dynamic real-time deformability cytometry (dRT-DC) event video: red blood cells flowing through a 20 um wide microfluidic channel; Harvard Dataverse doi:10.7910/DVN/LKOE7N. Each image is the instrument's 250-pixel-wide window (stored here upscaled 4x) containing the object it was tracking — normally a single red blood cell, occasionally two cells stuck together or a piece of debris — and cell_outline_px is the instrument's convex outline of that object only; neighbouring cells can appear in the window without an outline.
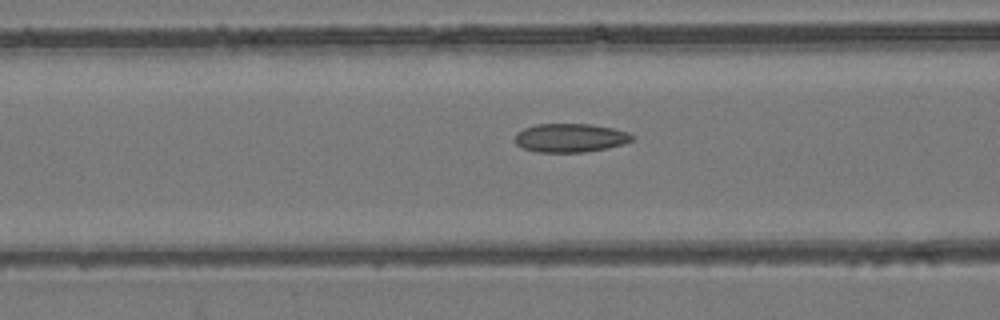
{"species": "common noctule bat (a hibernating species)", "species_latin": "Nyctalus noctula", "temperature_condition": "room temperature", "stored_images_in_passage": 43, "camera_frame_rate_fps": 3000, "um_per_image_px": 0.085, "animal": {"sex": "female", "body_mass_g": 24.6, "forearm_length_mm": 56.2}, "frame": {"image": 1, "passage_image": 11, "time_ms": 3.333, "image_size_px": [1000, 320], "cell_outline_px": [[632, 140], [624, 144], [584, 152], [536, 152], [524, 148], [516, 144], [516, 132], [524, 128], [536, 124], [592, 124], [612, 128], [628, 132], [632, 136]], "centroid_in_image_um": [48.45, 11.71], "position_along_channel_um": 118.2, "area_um2": 19.42}}
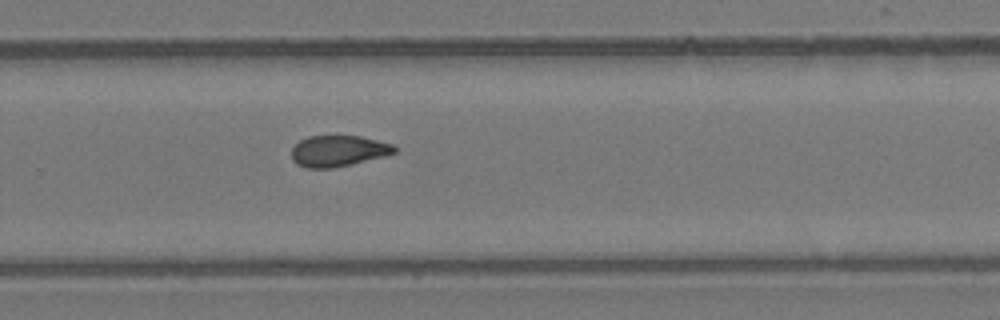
{"frame": {"image": 2, "passage_image": 25, "time_ms": 8.0, "image_size_px": [1000, 320], "cell_outline_px": [[396, 152], [384, 156], [332, 168], [308, 168], [296, 164], [292, 160], [292, 148], [300, 140], [308, 136], [360, 136], [392, 144], [396, 148]], "centroid_in_image_um": [28.72, 12.83], "position_along_channel_um": 301.1, "area_um2": 18.44}}
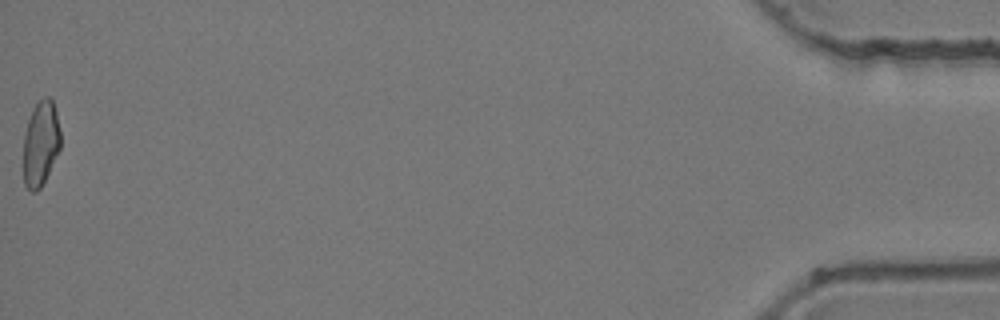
{"frame": {"image": 3, "passage_image": 43, "time_ms": 14.0, "image_size_px": [1000, 320], "cell_outline_px": [[60, 148], [40, 188], [36, 192], [32, 192], [24, 184], [24, 132], [32, 108], [44, 96], [52, 96], [56, 112], [60, 132]], "centroid_in_image_um": [3.45, 12.14], "position_along_channel_um": 431.7, "area_um2": 18.32}, "authors_computed_cell_mechanics": {"area_um2": 19.1318, "velocity_mm_per_s": 3.9213, "shape_relaxation_time_tau1_ms": null, "shape_relaxation_time_tau2_ms": 2.6618, "deformation_change_tau1": null, "deformation_change_tau2": 0.086}}